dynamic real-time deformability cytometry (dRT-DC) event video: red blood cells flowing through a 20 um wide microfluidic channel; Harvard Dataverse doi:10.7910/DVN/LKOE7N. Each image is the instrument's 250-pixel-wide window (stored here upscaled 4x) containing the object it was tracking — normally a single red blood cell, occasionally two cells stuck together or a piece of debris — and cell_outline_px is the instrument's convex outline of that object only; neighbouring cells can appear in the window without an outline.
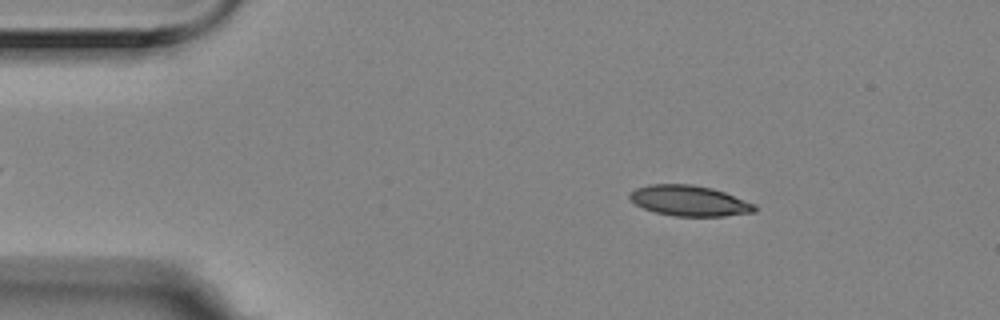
{"species": "Egyptian fruit bat (a non-hibernating species)", "species_latin": "Rousettus aegyptiacus", "temperature_condition": "room temperature", "stored_images_in_passage": 4, "camera_frame_rate_fps": 3000, "um_per_image_px": 0.085, "animal": {"sex": "female"}, "frame": {"image": 1, "passage_image": 2, "time_ms": 0.333, "image_size_px": [1000, 320], "cell_outline_px": [[756, 212], [724, 216], [676, 216], [656, 212], [644, 208], [636, 204], [628, 196], [636, 188], [648, 184], [692, 184], [712, 188], [724, 192], [756, 204]], "centroid_in_image_um": [58.62, 17.06], "position_along_channel_um": 26.4, "area_um2": 22.14}}